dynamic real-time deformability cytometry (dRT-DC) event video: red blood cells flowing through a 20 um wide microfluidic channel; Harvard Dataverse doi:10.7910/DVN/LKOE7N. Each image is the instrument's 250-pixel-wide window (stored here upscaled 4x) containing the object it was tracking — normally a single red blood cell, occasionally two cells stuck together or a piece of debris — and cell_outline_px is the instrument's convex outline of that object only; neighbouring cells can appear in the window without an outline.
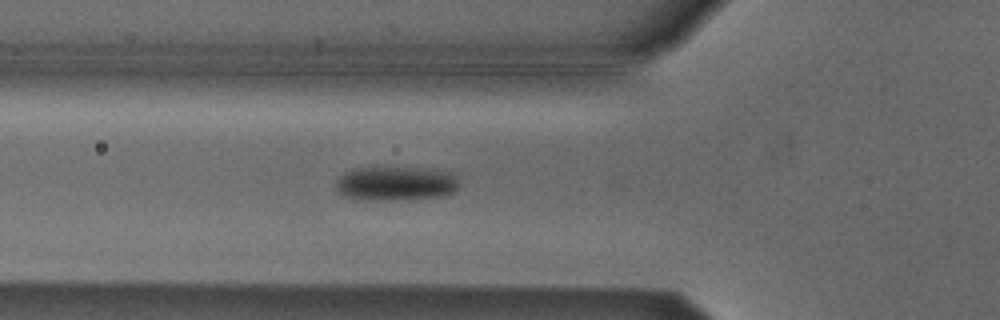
{"species": "Egyptian fruit bat (a non-hibernating species)", "species_latin": "Rousettus aegyptiacus", "temperature_condition": "cold", "stored_images_in_passage": 40, "camera_frame_rate_fps": 3000, "um_per_image_px": 0.085, "animal": {"sex": "male"}, "frame": {"image": 1, "passage_image": 6, "time_ms": 1.667, "image_size_px": [1000, 320], "cell_outline_px": [[460, 184], [452, 192], [444, 196], [392, 200], [360, 200], [344, 196], [336, 188], [336, 180], [344, 172], [356, 168], [376, 164], [388, 164], [436, 168], [452, 172], [456, 176]], "centroid_in_image_um": [33.64, 15.52], "position_along_channel_um": 92.2, "area_um2": 26.13}}
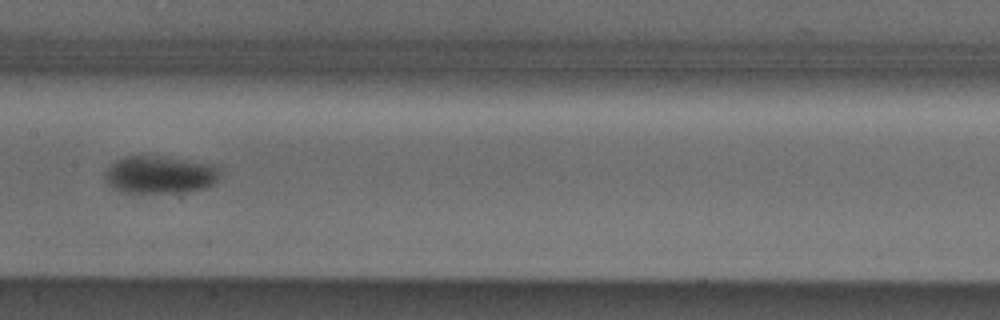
{"frame": {"image": 2, "passage_image": 14, "time_ms": 4.333, "image_size_px": [1000, 320], "cell_outline_px": [[220, 176], [212, 184], [204, 188], [188, 192], [120, 192], [112, 188], [108, 184], [104, 176], [104, 172], [116, 160], [124, 156], [156, 156], [184, 160], [208, 164], [216, 168], [220, 172]], "centroid_in_image_um": [13.53, 14.86], "position_along_channel_um": 193.9, "area_um2": 24.85}}
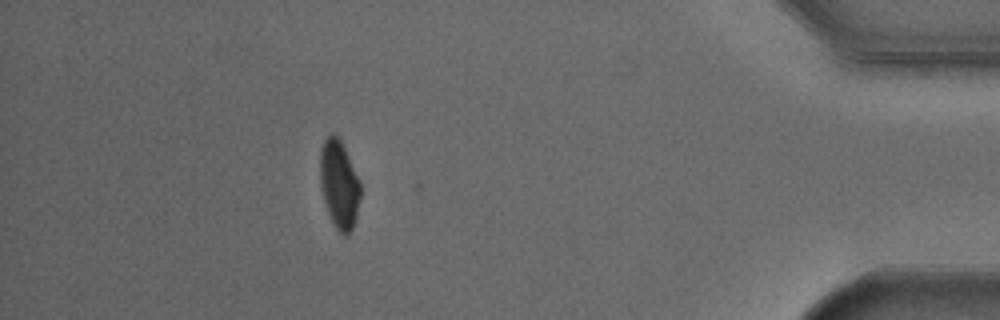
{"frame": {"image": 3, "passage_image": 35, "time_ms": 11.333, "image_size_px": [1000, 320], "cell_outline_px": [[360, 196], [356, 216], [352, 228], [348, 236], [344, 236], [332, 224], [324, 200], [320, 184], [320, 148], [324, 140], [332, 132], [336, 132], [340, 136], [360, 180]], "centroid_in_image_um": [28.82, 15.61], "position_along_channel_um": 406.4, "area_um2": 21.1}, "authors_computed_cell_mechanics": {"area_um2": 24.3049, "velocity_mm_per_s": 3.8031, "shape_relaxation_time_tau1_ms": 10.7713, "shape_relaxation_time_tau2_ms": null, "deformation_change_tau1": 0.1533, "deformation_change_tau2": null}}